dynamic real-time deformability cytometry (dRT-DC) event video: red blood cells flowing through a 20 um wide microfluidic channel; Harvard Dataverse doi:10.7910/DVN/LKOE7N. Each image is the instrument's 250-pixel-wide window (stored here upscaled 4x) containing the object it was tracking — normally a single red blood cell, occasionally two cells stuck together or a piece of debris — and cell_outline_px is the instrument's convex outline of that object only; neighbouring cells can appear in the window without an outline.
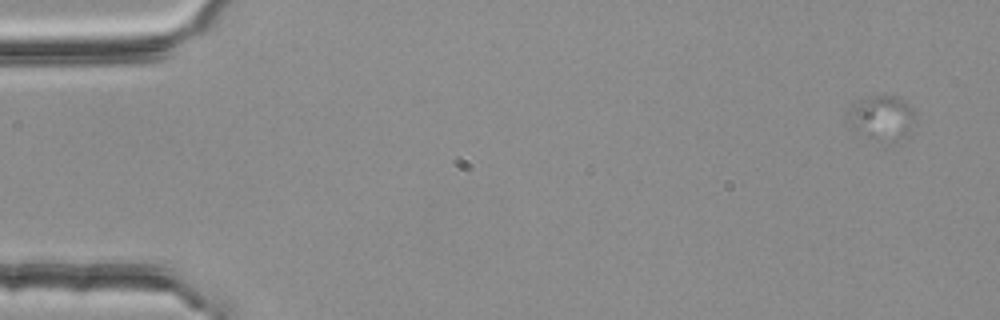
{"species": "common noctule bat (a hibernating species)", "species_latin": "Nyctalus noctula", "temperature_condition": "room temperature", "stored_images_in_passage": 31, "camera_frame_rate_fps": 3000, "um_per_image_px": 0.085, "animal": {"sex": "female", "body_mass_g": 25.1}, "frame": {"image": 1, "passage_image": 4, "time_ms": 1.0, "image_size_px": [1000, 320], "cell_outline_px": [[916, 112], [888, 144], [856, 132], [844, 116], [852, 108], [876, 96], [896, 96], [904, 100]], "centroid_in_image_um": [74.84, 9.98], "position_along_channel_um": 10.2, "area_um2": 15.66}}
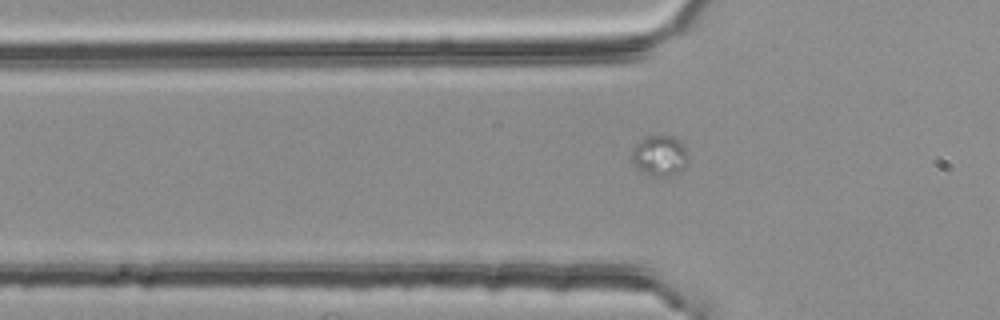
{"frame": {"image": 2, "passage_image": 20, "time_ms": 6.333, "image_size_px": [1000, 320], "cell_outline_px": [[688, 156], [680, 168], [676, 172], [664, 176], [656, 176], [640, 172], [636, 168], [632, 160], [632, 152], [640, 140], [644, 136], [672, 136], [688, 152]], "centroid_in_image_um": [56.0, 13.22], "position_along_channel_um": 69.8, "area_um2": 12.72}}